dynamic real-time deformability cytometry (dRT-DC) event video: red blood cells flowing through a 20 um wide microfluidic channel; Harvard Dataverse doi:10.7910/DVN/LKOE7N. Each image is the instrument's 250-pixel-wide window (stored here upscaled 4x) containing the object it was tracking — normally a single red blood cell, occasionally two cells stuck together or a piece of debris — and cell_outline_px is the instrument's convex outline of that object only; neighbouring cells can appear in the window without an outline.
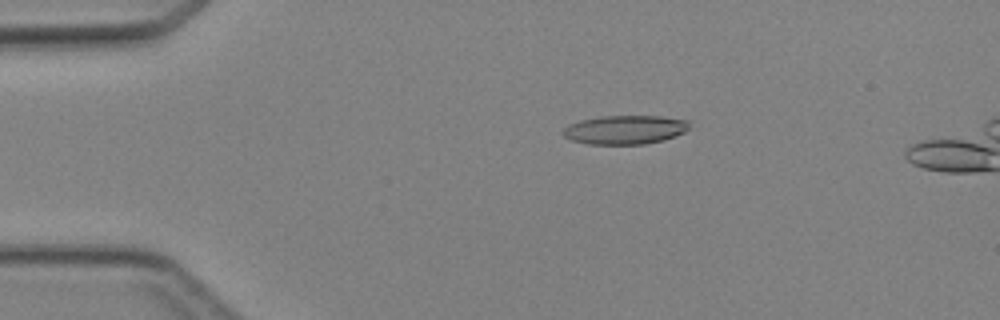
{"species": "Egyptian fruit bat (a non-hibernating species)", "species_latin": "Rousettus aegyptiacus", "temperature_condition": "cold", "stored_images_in_passage": 5, "camera_frame_rate_fps": 3000, "um_per_image_px": 0.085, "animal": {"sex": "female"}, "frame": {"image": 1, "passage_image": 3, "time_ms": 2.333, "image_size_px": [1000, 320], "cell_outline_px": [[688, 128], [684, 132], [676, 136], [664, 140], [644, 144], [588, 144], [572, 140], [564, 136], [560, 132], [568, 124], [580, 120], [600, 116], [660, 116], [688, 120]], "centroid_in_image_um": [53.09, 11.02], "position_along_channel_um": 31.9, "area_um2": 21.33}}